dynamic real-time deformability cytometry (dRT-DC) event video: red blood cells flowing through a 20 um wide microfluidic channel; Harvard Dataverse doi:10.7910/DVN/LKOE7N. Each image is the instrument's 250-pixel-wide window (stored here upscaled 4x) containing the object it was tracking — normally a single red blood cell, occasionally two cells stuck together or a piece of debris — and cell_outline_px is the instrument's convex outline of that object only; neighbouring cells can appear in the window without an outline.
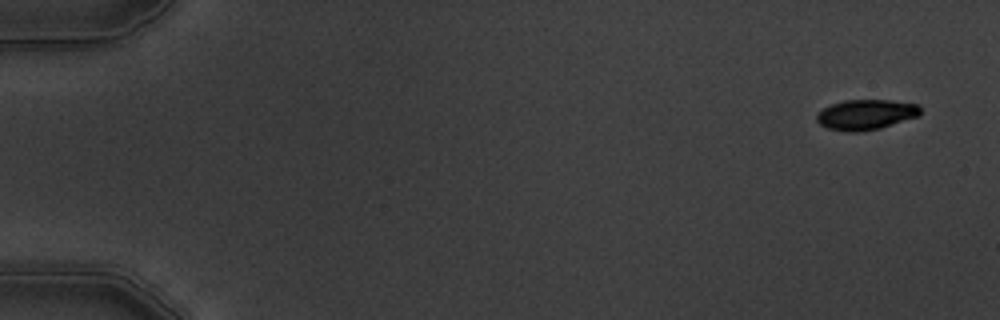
{"species": "common noctule bat (a hibernating species)", "species_latin": "Nyctalus noctula", "temperature_condition": "warm", "stored_images_in_passage": 5, "camera_frame_rate_fps": 3000, "um_per_image_px": 0.085, "animal": {"sex": "male", "body_mass_g": 19.5, "forearm_length_mm": 54.6}, "frame": {"image": 1, "passage_image": 1, "time_ms": 0.0, "image_size_px": [1000, 320], "cell_outline_px": [[920, 116], [880, 128], [856, 132], [844, 132], [828, 128], [820, 124], [816, 120], [816, 116], [824, 108], [832, 104], [844, 100], [888, 100], [920, 104]], "centroid_in_image_um": [73.62, 9.74], "position_along_channel_um": 11.4, "area_um2": 18.26}}
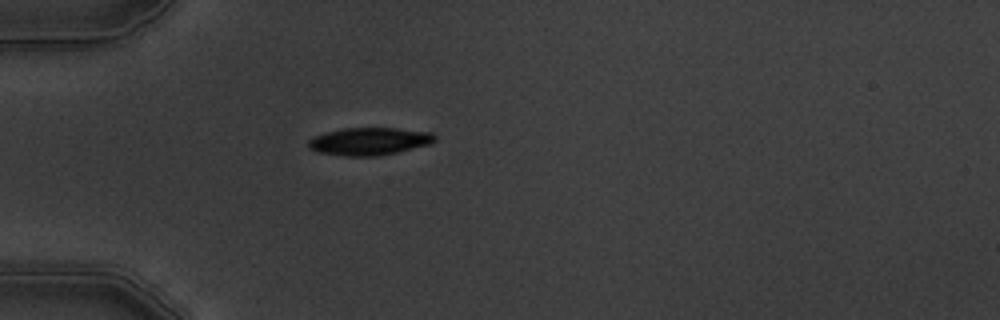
{"frame": {"image": 2, "passage_image": 5, "time_ms": 4.667, "image_size_px": [1000, 320], "cell_outline_px": [[436, 140], [432, 144], [396, 152], [376, 156], [344, 156], [316, 152], [308, 148], [308, 140], [324, 132], [344, 128], [396, 128], [432, 132], [436, 136]], "centroid_in_image_um": [31.39, 12.01], "position_along_channel_um": 53.6, "area_um2": 20.46}}